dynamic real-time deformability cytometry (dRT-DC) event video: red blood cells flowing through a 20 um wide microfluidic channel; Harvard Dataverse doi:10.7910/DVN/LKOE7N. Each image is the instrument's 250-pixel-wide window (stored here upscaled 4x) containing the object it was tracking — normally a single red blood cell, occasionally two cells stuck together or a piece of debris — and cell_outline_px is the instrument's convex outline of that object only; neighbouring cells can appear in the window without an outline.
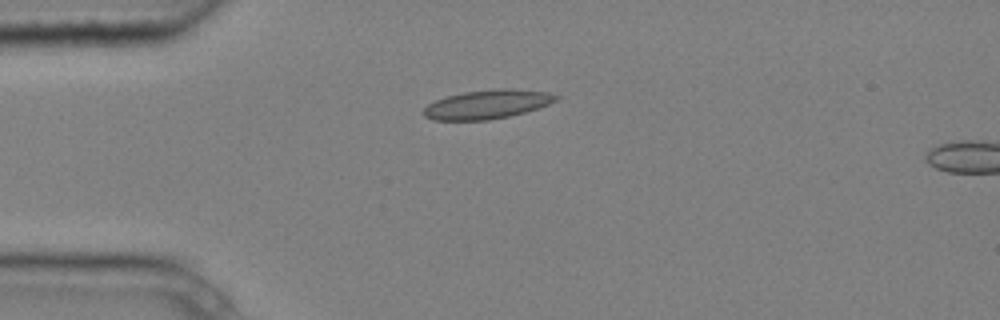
{"species": "common noctule bat (a hibernating species)", "species_latin": "Nyctalus noctula", "temperature_condition": "cold", "stored_images_in_passage": 2, "camera_frame_rate_fps": 3000, "um_per_image_px": 0.085, "animal": {"sex": "male", "body_mass_g": 20.4}, "frame": {"image": 1, "passage_image": 1, "time_ms": 0.0, "image_size_px": [1000, 320], "cell_outline_px": [[560, 100], [524, 112], [508, 116], [488, 120], [432, 120], [424, 116], [420, 112], [428, 104], [436, 100], [448, 96], [464, 92], [500, 88], [512, 88], [548, 92], [560, 96]], "centroid_in_image_um": [41.41, 8.86], "position_along_channel_um": 43.6, "area_um2": 22.37}}